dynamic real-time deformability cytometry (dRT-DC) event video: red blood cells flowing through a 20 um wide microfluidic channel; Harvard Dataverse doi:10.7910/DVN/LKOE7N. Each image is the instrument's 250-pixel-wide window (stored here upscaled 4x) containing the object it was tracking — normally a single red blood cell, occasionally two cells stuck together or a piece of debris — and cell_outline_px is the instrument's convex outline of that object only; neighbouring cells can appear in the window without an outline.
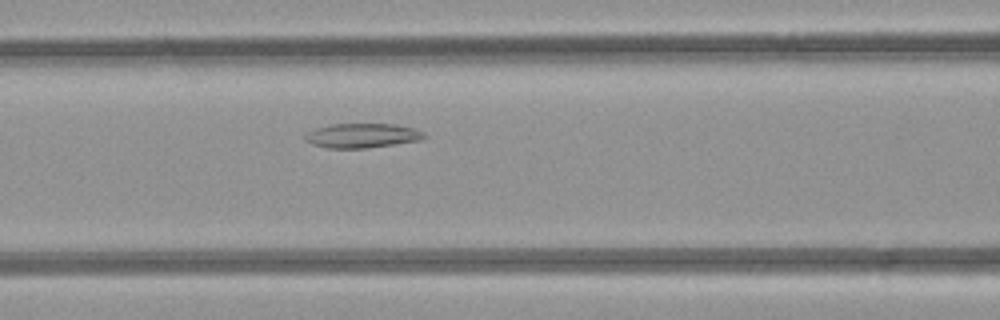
{"species": "common noctule bat (a hibernating species)", "species_latin": "Nyctalus noctula", "temperature_condition": "room temperature", "stored_images_in_passage": 30, "camera_frame_rate_fps": 3000, "um_per_image_px": 0.085, "animal": {"sex": "female", "body_mass_g": 21.9}, "frame": {"image": 1, "passage_image": 9, "time_ms": 2.667, "image_size_px": [1000, 320], "cell_outline_px": [[428, 136], [420, 140], [368, 148], [328, 148], [312, 144], [304, 136], [308, 132], [316, 128], [332, 124], [396, 124], [412, 128], [424, 132]], "centroid_in_image_um": [30.82, 11.52], "position_along_channel_um": 135.8, "area_um2": 16.82}}
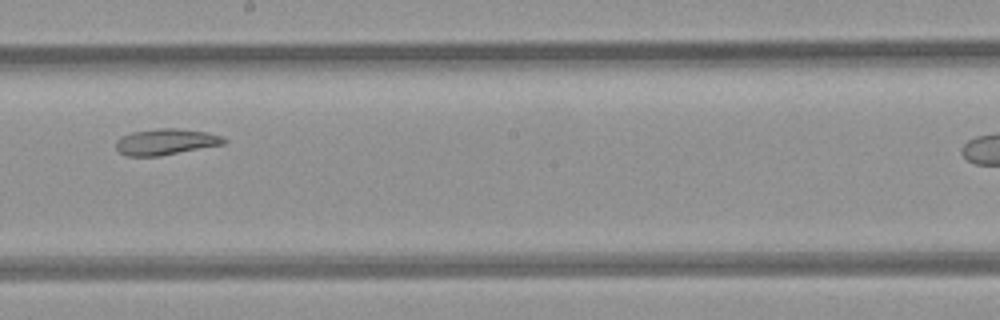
{"frame": {"image": 2, "passage_image": 16, "time_ms": 5.0, "image_size_px": [1000, 320], "cell_outline_px": [[228, 140], [224, 144], [160, 156], [124, 156], [116, 148], [116, 140], [120, 136], [132, 132], [156, 128], [176, 128], [204, 132], [220, 136]], "centroid_in_image_um": [14.04, 12.06], "position_along_channel_um": 234.2, "area_um2": 16.42}}
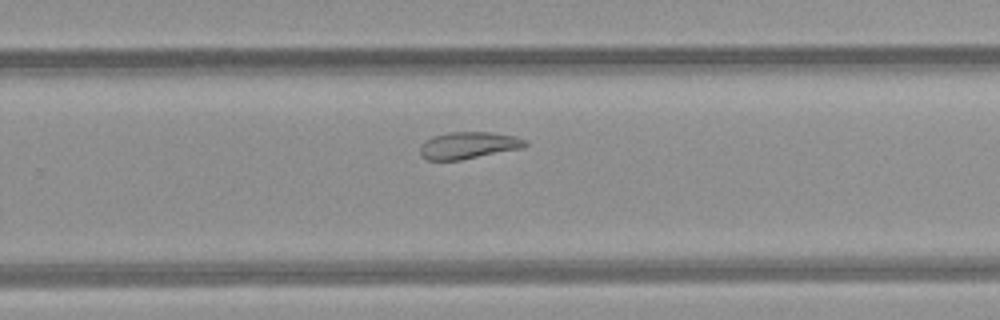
{"frame": {"image": 3, "passage_image": 20, "time_ms": 6.333, "image_size_px": [1000, 320], "cell_outline_px": [[528, 144], [524, 148], [460, 160], [428, 160], [420, 156], [420, 144], [432, 136], [448, 132], [492, 132], [516, 136], [524, 140]], "centroid_in_image_um": [39.8, 12.35], "position_along_channel_um": 290.0, "area_um2": 16.65}}